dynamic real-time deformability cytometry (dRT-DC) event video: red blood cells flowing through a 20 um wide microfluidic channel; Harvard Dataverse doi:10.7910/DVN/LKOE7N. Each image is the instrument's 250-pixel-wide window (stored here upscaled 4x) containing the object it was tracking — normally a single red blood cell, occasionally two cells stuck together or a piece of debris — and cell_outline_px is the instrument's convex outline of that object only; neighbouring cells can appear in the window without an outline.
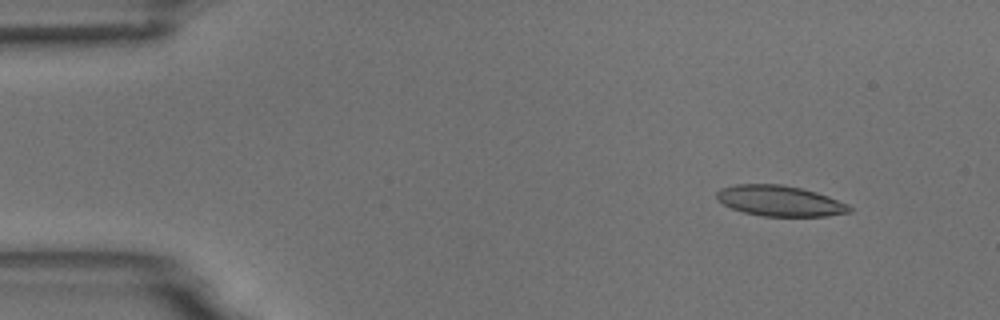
{"species": "common noctule bat (a hibernating species)", "species_latin": "Nyctalus noctula", "temperature_condition": "room temperature", "stored_images_in_passage": 5, "camera_frame_rate_fps": 3000, "um_per_image_px": 0.085, "animal": {"sex": "male", "body_mass_g": 18.8}, "frame": {"image": 1, "passage_image": 2, "time_ms": 1.333, "image_size_px": [1000, 320], "cell_outline_px": [[852, 212], [828, 216], [760, 216], [744, 212], [732, 208], [716, 200], [716, 192], [720, 188], [736, 184], [780, 184], [800, 188], [816, 192], [828, 196], [848, 204], [852, 208]], "centroid_in_image_um": [66.28, 17.07], "position_along_channel_um": 18.7, "area_um2": 23.76}}